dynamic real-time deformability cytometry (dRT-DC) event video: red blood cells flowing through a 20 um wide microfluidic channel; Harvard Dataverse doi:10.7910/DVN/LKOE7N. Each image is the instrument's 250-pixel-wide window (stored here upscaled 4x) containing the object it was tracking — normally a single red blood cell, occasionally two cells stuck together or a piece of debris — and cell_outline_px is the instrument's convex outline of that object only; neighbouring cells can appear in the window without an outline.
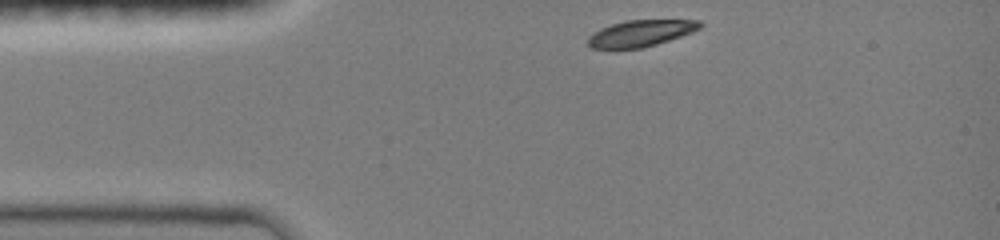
{"species": "common noctule bat (a hibernating species)", "species_latin": "Nyctalus noctula", "temperature_condition": "room temperature", "stored_images_in_passage": 34, "camera_frame_rate_fps": 3000, "um_per_image_px": 0.085, "animal": {"sex": "female", "body_mass_g": 19.0, "forearm_length_mm": 51.5}, "frame": {"image": 1, "passage_image": 1, "time_ms": 0.0, "image_size_px": [1000, 240], "cell_outline_px": [[704, 24], [700, 28], [692, 32], [656, 44], [640, 48], [592, 48], [588, 44], [588, 36], [600, 28], [624, 20], [700, 20]], "centroid_in_image_um": [54.46, 2.81], "position_along_channel_um": 30.5, "area_um2": 17.11}}
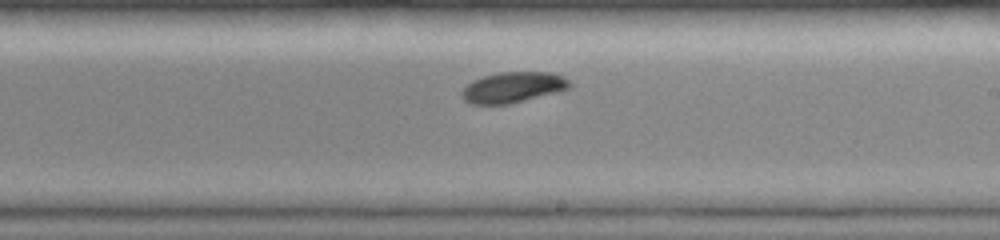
{"frame": {"image": 2, "passage_image": 20, "time_ms": 6.333, "image_size_px": [1000, 240], "cell_outline_px": [[572, 84], [568, 88], [560, 92], [508, 104], [472, 104], [464, 100], [460, 96], [460, 92], [472, 80], [484, 76], [500, 72], [552, 72], [564, 76]], "centroid_in_image_um": [43.61, 7.42], "position_along_channel_um": 245.4, "area_um2": 19.42}}
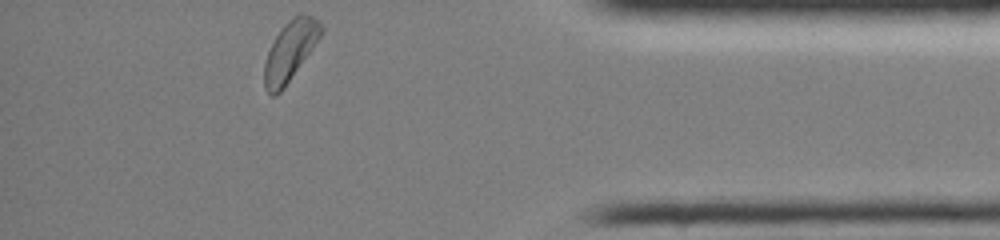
{"frame": {"image": 3, "passage_image": 34, "time_ms": 11.0, "image_size_px": [1000, 240], "cell_outline_px": [[324, 28], [320, 36], [312, 48], [284, 88], [276, 96], [272, 96], [264, 88], [264, 64], [268, 52], [276, 36], [284, 24], [288, 20], [300, 12], [304, 12], [320, 20]], "centroid_in_image_um": [24.66, 4.3], "position_along_channel_um": 410.5, "area_um2": 19.65}, "authors_computed_cell_mechanics": {"area_um2": 19.5075, "velocity_mm_per_s": 4.0034, "shape_relaxation_time_tau1_ms": 1.5801, "shape_relaxation_time_tau2_ms": null, "deformation_change_tau1": 0.0773, "deformation_change_tau2": null}}